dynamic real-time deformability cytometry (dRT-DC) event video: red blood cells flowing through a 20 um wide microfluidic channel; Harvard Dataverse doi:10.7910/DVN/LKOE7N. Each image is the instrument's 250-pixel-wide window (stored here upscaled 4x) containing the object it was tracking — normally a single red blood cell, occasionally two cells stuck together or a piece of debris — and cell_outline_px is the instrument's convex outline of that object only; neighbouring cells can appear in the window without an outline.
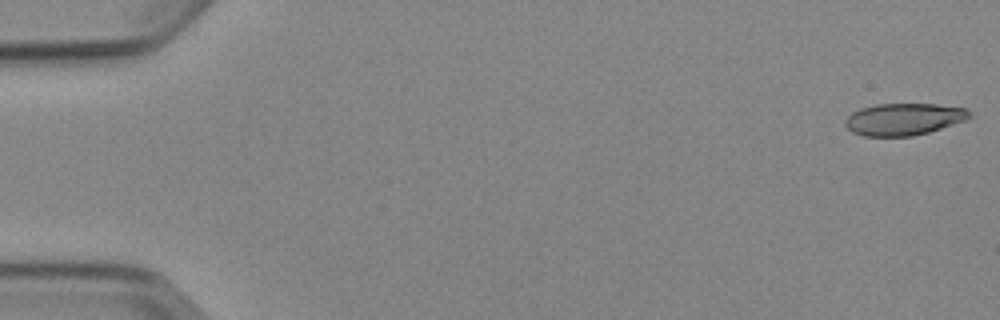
{"species": "Egyptian fruit bat (a non-hibernating species)", "species_latin": "Rousettus aegyptiacus", "temperature_condition": "cold", "stored_images_in_passage": 6, "camera_frame_rate_fps": 3000, "um_per_image_px": 0.085, "animal": {"sex": "female"}, "frame": {"image": 1, "passage_image": 1, "time_ms": 0.0, "image_size_px": [1000, 320], "cell_outline_px": [[972, 116], [968, 120], [928, 132], [912, 136], [864, 136], [852, 132], [844, 124], [844, 120], [852, 112], [860, 108], [876, 104], [936, 104], [968, 108], [972, 112]], "centroid_in_image_um": [76.86, 10.12], "position_along_channel_um": 8.1, "area_um2": 23.41}}
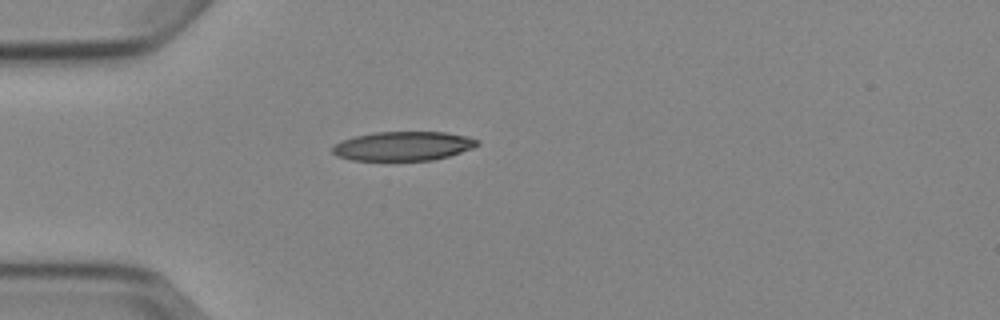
{"frame": {"image": 2, "passage_image": 5, "time_ms": 4.667, "image_size_px": [1000, 320], "cell_outline_px": [[480, 144], [472, 148], [448, 156], [432, 160], [352, 160], [336, 156], [332, 152], [332, 144], [340, 140], [372, 132], [444, 132], [468, 136], [476, 140]], "centroid_in_image_um": [34.21, 12.41], "position_along_channel_um": 50.8, "area_um2": 24.62}}